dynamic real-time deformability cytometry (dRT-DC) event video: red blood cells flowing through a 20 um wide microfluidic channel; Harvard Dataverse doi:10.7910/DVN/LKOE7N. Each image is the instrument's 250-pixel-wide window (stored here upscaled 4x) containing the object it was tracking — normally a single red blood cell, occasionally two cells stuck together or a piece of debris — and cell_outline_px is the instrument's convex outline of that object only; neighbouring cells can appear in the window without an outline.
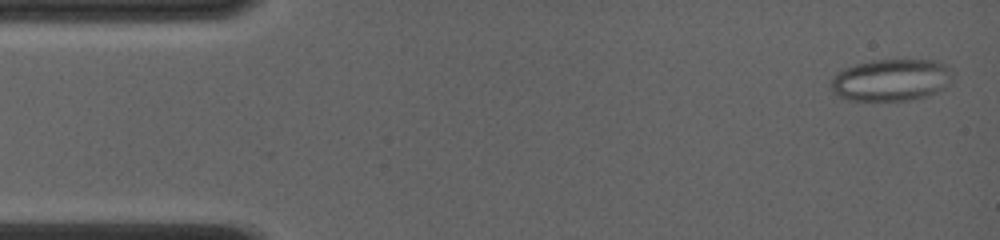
{"species": "common noctule bat (a hibernating species)", "species_latin": "Nyctalus noctula", "temperature_condition": "room temperature", "stored_images_in_passage": 52, "camera_frame_rate_fps": 4000, "um_per_image_px": 0.085, "animal": {"sex": "female", "body_mass_g": 19.0, "forearm_length_mm": 56.7}, "frame": {"image": 1, "passage_image": 2, "time_ms": 0.25, "image_size_px": [1000, 240], "cell_outline_px": [[952, 72], [948, 84], [944, 88], [936, 92], [924, 96], [908, 100], [848, 100], [840, 96], [832, 88], [832, 76], [844, 68], [856, 64], [876, 60], [932, 60], [944, 64]], "centroid_in_image_um": [75.74, 6.79], "position_along_channel_um": 9.3, "area_um2": 29.25}}
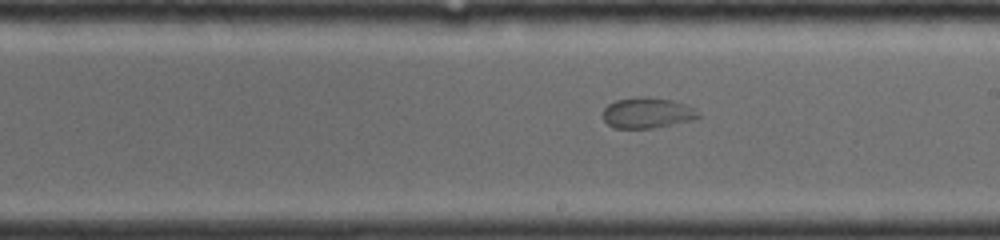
{"frame": {"image": 2, "passage_image": 29, "time_ms": 8.5, "image_size_px": [1000, 240], "cell_outline_px": [[700, 116], [692, 120], [652, 128], [616, 128], [608, 124], [604, 120], [604, 108], [608, 104], [616, 100], [636, 96], [644, 96], [672, 100], [696, 108], [700, 112]], "centroid_in_image_um": [55.03, 9.58], "position_along_channel_um": 234.0, "area_um2": 17.05}}
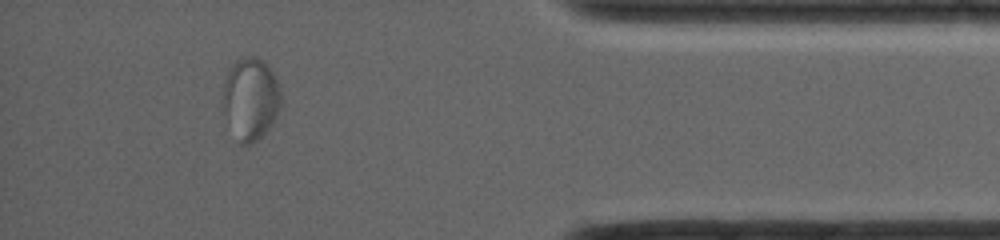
{"frame": {"image": 3, "passage_image": 46, "time_ms": 13.5, "image_size_px": [1000, 240], "cell_outline_px": [[280, 108], [272, 124], [252, 144], [240, 144], [220, 104], [220, 100], [224, 80], [232, 64], [240, 56], [252, 56], [260, 60], [272, 72], [280, 88]], "centroid_in_image_um": [21.26, 8.38], "position_along_channel_um": 413.9, "area_um2": 27.69}}